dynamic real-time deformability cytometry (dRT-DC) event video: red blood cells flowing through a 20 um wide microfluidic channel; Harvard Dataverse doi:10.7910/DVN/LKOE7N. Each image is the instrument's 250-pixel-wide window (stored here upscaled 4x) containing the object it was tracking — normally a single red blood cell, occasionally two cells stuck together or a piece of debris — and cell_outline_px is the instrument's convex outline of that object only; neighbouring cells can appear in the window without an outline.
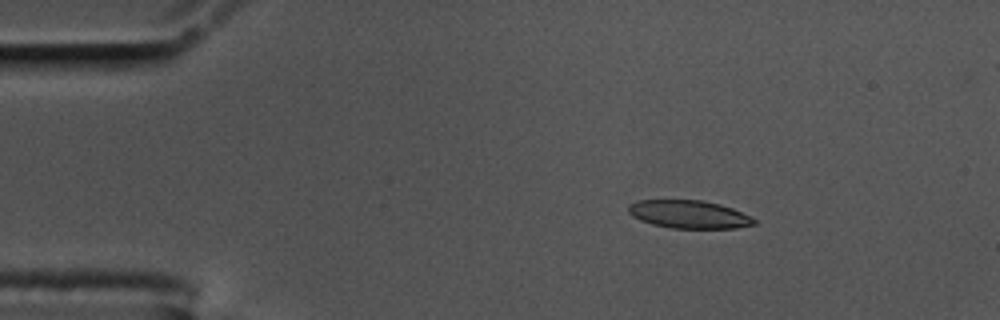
{"species": "common noctule bat (a hibernating species)", "species_latin": "Nyctalus noctula", "temperature_condition": "cold", "stored_images_in_passage": 49, "camera_frame_rate_fps": 3000, "um_per_image_px": 0.085, "animal": {"sex": "male", "body_mass_g": 17.5, "forearm_length_mm": 52.3}, "frame": {"image": 1, "passage_image": 1, "time_ms": 0.0, "image_size_px": [1000, 320], "cell_outline_px": [[756, 224], [736, 228], [672, 228], [652, 224], [640, 220], [632, 216], [628, 212], [628, 204], [636, 200], [704, 200], [720, 204], [732, 208], [752, 216], [756, 220]], "centroid_in_image_um": [58.56, 18.21], "position_along_channel_um": 26.4, "area_um2": 20.69}}
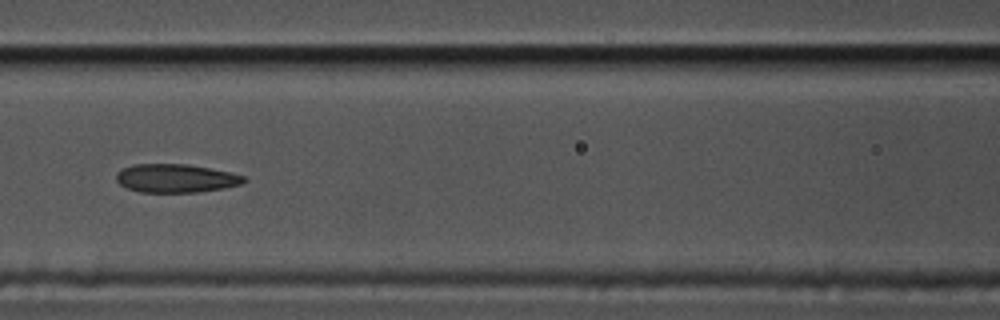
{"frame": {"image": 2, "passage_image": 17, "time_ms": 5.333, "image_size_px": [1000, 320], "cell_outline_px": [[248, 180], [244, 184], [224, 188], [200, 192], [140, 192], [128, 188], [120, 184], [116, 180], [116, 172], [132, 164], [188, 164], [232, 172], [244, 176]], "centroid_in_image_um": [14.99, 15.15], "position_along_channel_um": 151.6, "area_um2": 21.39}}
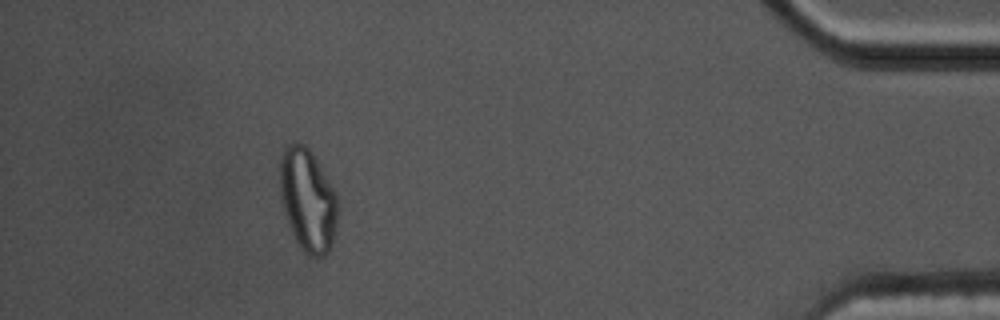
{"frame": {"image": 3, "passage_image": 44, "time_ms": 14.333, "image_size_px": [1000, 320], "cell_outline_px": [[336, 228], [332, 244], [328, 252], [324, 256], [312, 256], [296, 240], [288, 220], [280, 196], [280, 156], [284, 148], [288, 144], [304, 144], [312, 152], [332, 188], [336, 196]], "centroid_in_image_um": [26.15, 16.97], "position_along_channel_um": 409.1, "area_um2": 33.58}, "authors_computed_cell_mechanics": {"area_um2": 22.4842, "velocity_mm_per_s": 3.4815, "shape_relaxation_time_tau1_ms": null, "shape_relaxation_time_tau2_ms": 2.9177, "deformation_change_tau1": null, "deformation_change_tau2": 0.0944}}